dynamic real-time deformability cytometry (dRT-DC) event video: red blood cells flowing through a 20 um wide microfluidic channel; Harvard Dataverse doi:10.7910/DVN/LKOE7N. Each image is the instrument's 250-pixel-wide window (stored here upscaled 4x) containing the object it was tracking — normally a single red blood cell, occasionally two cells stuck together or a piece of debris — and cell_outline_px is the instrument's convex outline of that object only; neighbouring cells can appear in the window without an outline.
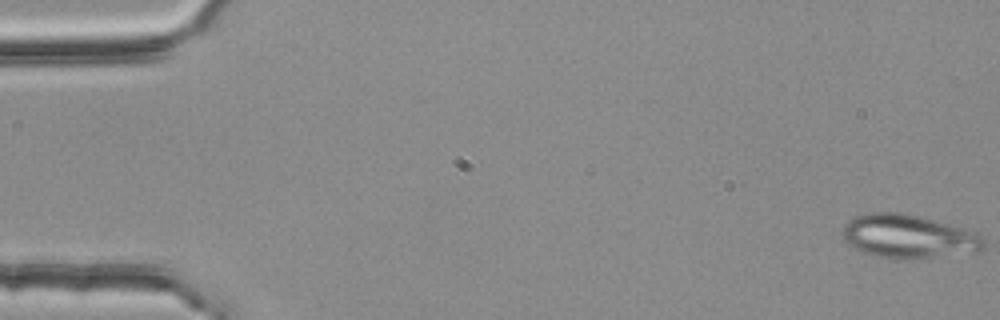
{"species": "common noctule bat (a hibernating species)", "species_latin": "Nyctalus noctula", "temperature_condition": "room temperature", "stored_images_in_passage": 54, "segment_of_instrument_passage": [1, 2], "camera_frame_rate_fps": 3000, "um_per_image_px": 0.085, "animal": {"sex": "female", "body_mass_g": 25.1}, "frame": {"image": 1, "passage_image": 1, "time_ms": 0.0, "image_size_px": [1000, 320], "cell_outline_px": [[984, 248], [980, 252], [932, 256], [876, 256], [864, 252], [848, 244], [844, 236], [844, 224], [852, 216], [868, 212], [904, 212], [952, 224], [976, 232], [984, 240]], "centroid_in_image_um": [77.24, 20.03], "position_along_channel_um": 7.8, "area_um2": 35.14}}